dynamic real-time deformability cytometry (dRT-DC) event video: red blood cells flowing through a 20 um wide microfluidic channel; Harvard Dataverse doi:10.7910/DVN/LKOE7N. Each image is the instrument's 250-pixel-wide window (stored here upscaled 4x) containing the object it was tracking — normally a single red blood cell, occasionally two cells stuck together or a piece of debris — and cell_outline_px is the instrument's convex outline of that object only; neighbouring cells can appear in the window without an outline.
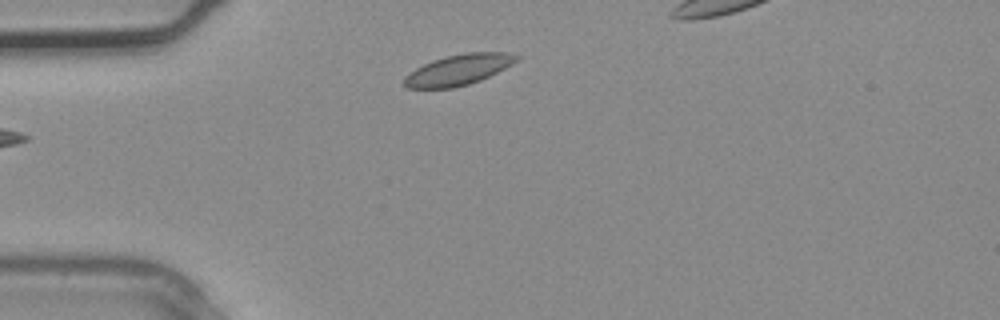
{"species": "common noctule bat (a hibernating species)", "species_latin": "Nyctalus noctula", "temperature_condition": "warm", "stored_images_in_passage": 4, "camera_frame_rate_fps": 3000, "um_per_image_px": 0.085, "animal": {"sex": "male", "body_mass_g": 20.4}, "frame": {"image": 1, "passage_image": 4, "time_ms": 1.0, "image_size_px": [1000, 320], "cell_outline_px": [[520, 56], [512, 64], [480, 80], [468, 84], [452, 88], [408, 88], [404, 84], [404, 76], [416, 68], [432, 60], [448, 56], [468, 52], [508, 52]], "centroid_in_image_um": [38.95, 5.93], "position_along_channel_um": 46.0, "area_um2": 19.77}}